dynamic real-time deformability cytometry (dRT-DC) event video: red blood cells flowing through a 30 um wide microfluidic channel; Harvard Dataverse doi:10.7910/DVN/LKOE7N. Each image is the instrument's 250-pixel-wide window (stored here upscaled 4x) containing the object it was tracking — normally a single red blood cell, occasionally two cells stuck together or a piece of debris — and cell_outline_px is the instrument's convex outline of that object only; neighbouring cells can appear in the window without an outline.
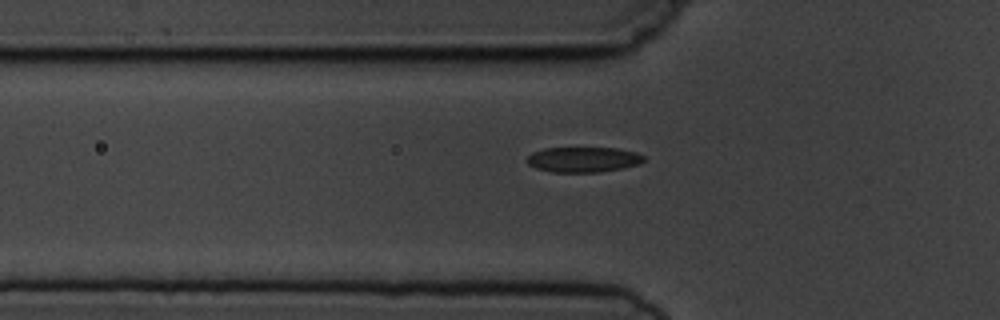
{"species": "common noctule bat (a hibernating species)", "species_latin": "Nyctalus noctula", "temperature_condition": "cold", "stored_images_in_passage": 10, "camera_frame_rate_fps": 3000, "um_per_image_px": 0.085, "animal": {"sex": "male", "body_mass_g": 19.5, "forearm_length_mm": 54.6}, "frame": {"image": 1, "passage_image": 6, "time_ms": 7.0, "image_size_px": [1000, 320], "cell_outline_px": [[644, 160], [640, 164], [600, 172], [552, 172], [536, 168], [528, 164], [528, 156], [532, 152], [544, 148], [616, 148], [636, 152], [644, 156]], "centroid_in_image_um": [49.58, 13.56], "position_along_channel_um": 76.2, "area_um2": 17.11}}
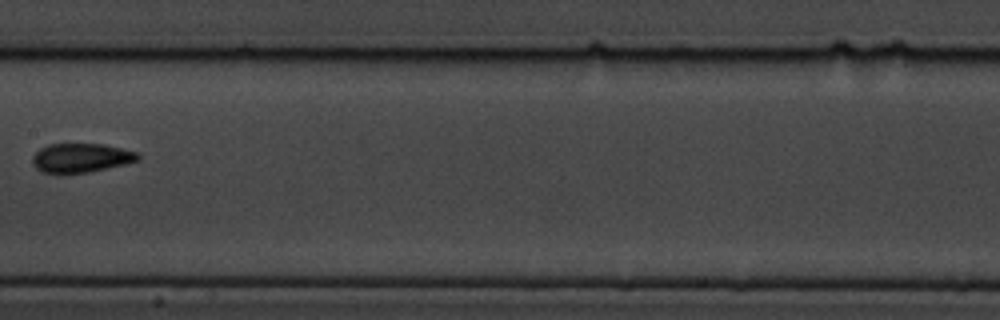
{"frame": {"image": 2, "passage_image": 9, "time_ms": 10.333, "image_size_px": [1000, 320], "cell_outline_px": [[140, 160], [124, 164], [88, 172], [40, 172], [32, 164], [32, 156], [40, 148], [48, 144], [104, 144], [136, 152], [140, 156]], "centroid_in_image_um": [6.87, 13.4], "position_along_channel_um": 200.5, "area_um2": 17.63}}
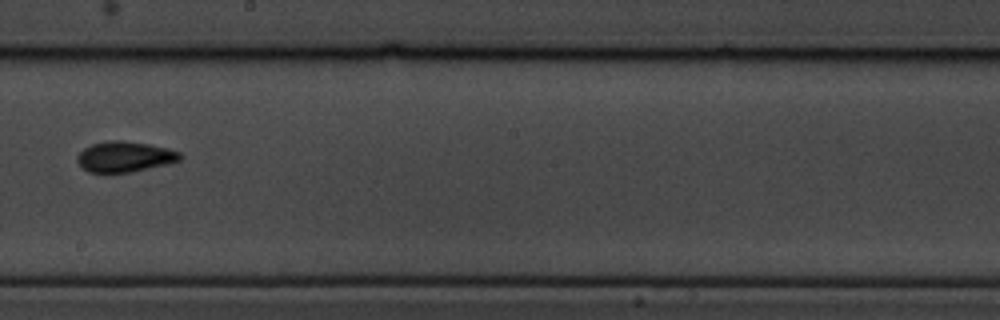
{"frame": {"image": 3, "passage_image": 10, "time_ms": 11.333, "image_size_px": [1000, 320], "cell_outline_px": [[184, 156], [180, 160], [168, 164], [132, 172], [88, 172], [76, 160], [76, 156], [84, 148], [92, 144], [108, 140], [120, 140], [148, 144], [168, 148], [180, 152]], "centroid_in_image_um": [10.62, 13.31], "position_along_channel_um": 237.6, "area_um2": 18.32}}